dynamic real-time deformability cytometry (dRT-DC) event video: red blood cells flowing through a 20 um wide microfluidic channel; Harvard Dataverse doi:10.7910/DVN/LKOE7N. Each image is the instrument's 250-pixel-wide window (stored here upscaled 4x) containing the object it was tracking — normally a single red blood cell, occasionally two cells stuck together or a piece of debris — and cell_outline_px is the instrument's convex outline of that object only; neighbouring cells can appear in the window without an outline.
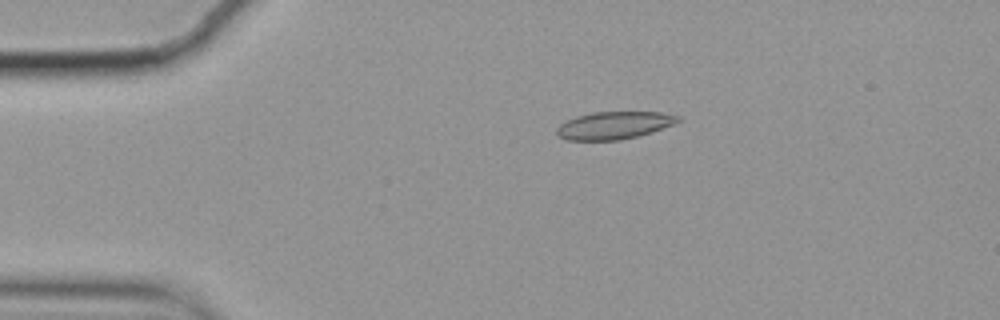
{"species": "common noctule bat (a hibernating species)", "species_latin": "Nyctalus noctula", "temperature_condition": "cold", "stored_images_in_passage": 57, "camera_frame_rate_fps": 3000, "um_per_image_px": 0.085, "animal": {"sex": "female", "body_mass_g": 19.9}, "frame": {"image": 1, "passage_image": 11, "time_ms": 3.333, "image_size_px": [1000, 320], "cell_outline_px": [[684, 120], [652, 132], [620, 140], [568, 140], [556, 136], [556, 128], [560, 124], [576, 116], [592, 112], [660, 112], [680, 116]], "centroid_in_image_um": [52.2, 10.65], "position_along_channel_um": 32.8, "area_um2": 19.54}}
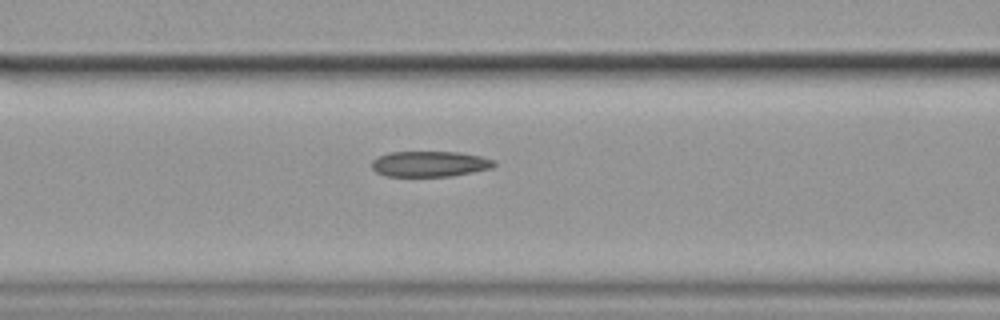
{"frame": {"image": 2, "passage_image": 23, "time_ms": 7.333, "image_size_px": [1000, 320], "cell_outline_px": [[496, 164], [492, 168], [452, 176], [384, 176], [376, 172], [372, 168], [372, 160], [376, 156], [388, 152], [460, 152], [480, 156], [496, 160]], "centroid_in_image_um": [36.51, 13.93], "position_along_channel_um": 130.1, "area_um2": 18.44}}
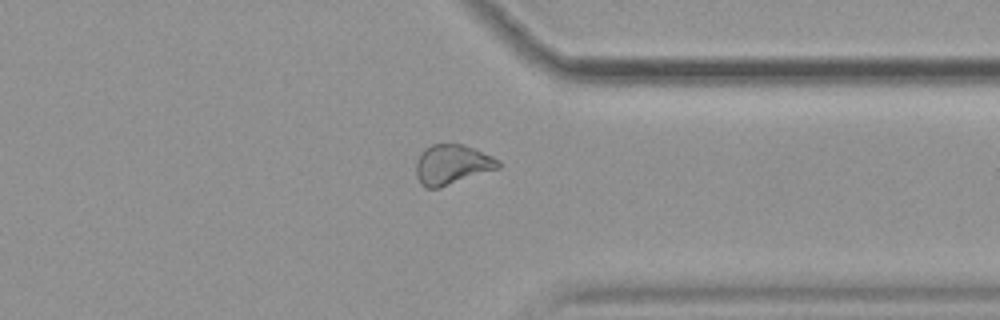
{"frame": {"image": 3, "passage_image": 44, "time_ms": 14.333, "image_size_px": [1000, 320], "cell_outline_px": [[500, 168], [440, 188], [424, 188], [420, 184], [416, 176], [416, 160], [424, 148], [432, 144], [464, 144], [492, 156], [500, 160]], "centroid_in_image_um": [38.41, 14.0], "position_along_channel_um": 373.0, "area_um2": 19.36}, "authors_computed_cell_mechanics": {"area_um2": 19.4786, "velocity_mm_per_s": 3.5086, "shape_relaxation_time_tau1_ms": null, "shape_relaxation_time_tau2_ms": 3.6871, "deformation_change_tau1": null, "deformation_change_tau2": 0.0838}}